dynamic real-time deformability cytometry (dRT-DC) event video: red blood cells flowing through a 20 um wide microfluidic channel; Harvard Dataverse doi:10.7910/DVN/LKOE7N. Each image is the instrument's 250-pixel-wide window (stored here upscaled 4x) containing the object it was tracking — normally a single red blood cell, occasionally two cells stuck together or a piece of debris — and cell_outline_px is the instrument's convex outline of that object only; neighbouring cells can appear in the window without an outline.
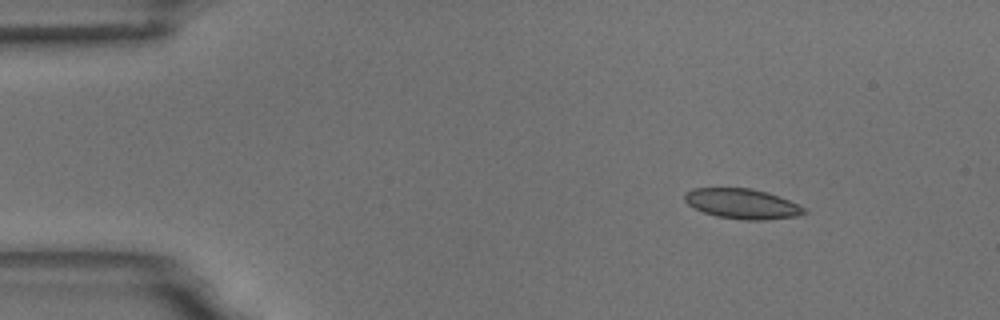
{"species": "common noctule bat (a hibernating species)", "species_latin": "Nyctalus noctula", "temperature_condition": "room temperature", "stored_images_in_passage": 6, "camera_frame_rate_fps": 3000, "um_per_image_px": 0.085, "animal": {"sex": "male", "body_mass_g": 18.8}, "frame": {"image": 1, "passage_image": 1, "time_ms": 0.0, "image_size_px": [1000, 320], "cell_outline_px": [[808, 212], [796, 216], [764, 220], [744, 220], [716, 216], [704, 212], [688, 204], [684, 200], [684, 192], [692, 188], [752, 188], [768, 192], [808, 208]], "centroid_in_image_um": [63.1, 17.31], "position_along_channel_um": 21.9, "area_um2": 21.04}}
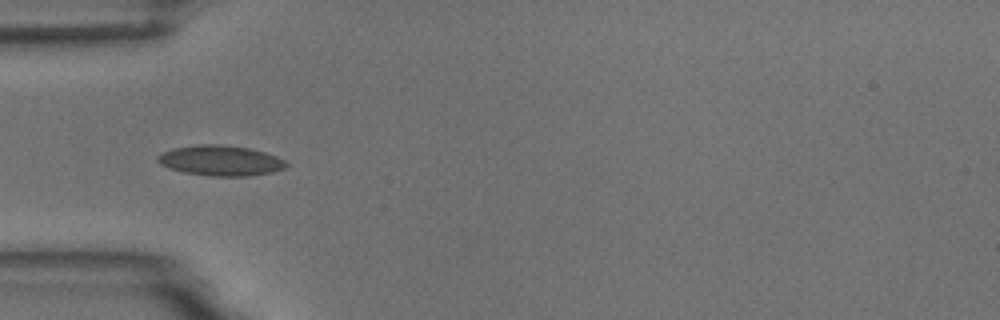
{"frame": {"image": 2, "passage_image": 4, "time_ms": 3.333, "image_size_px": [1000, 320], "cell_outline_px": [[288, 164], [284, 168], [272, 172], [248, 176], [216, 176], [184, 172], [160, 164], [156, 160], [156, 156], [172, 148], [196, 144], [220, 144], [252, 148], [276, 156], [284, 160]], "centroid_in_image_um": [18.75, 13.63], "position_along_channel_um": 66.3, "area_um2": 22.66}}